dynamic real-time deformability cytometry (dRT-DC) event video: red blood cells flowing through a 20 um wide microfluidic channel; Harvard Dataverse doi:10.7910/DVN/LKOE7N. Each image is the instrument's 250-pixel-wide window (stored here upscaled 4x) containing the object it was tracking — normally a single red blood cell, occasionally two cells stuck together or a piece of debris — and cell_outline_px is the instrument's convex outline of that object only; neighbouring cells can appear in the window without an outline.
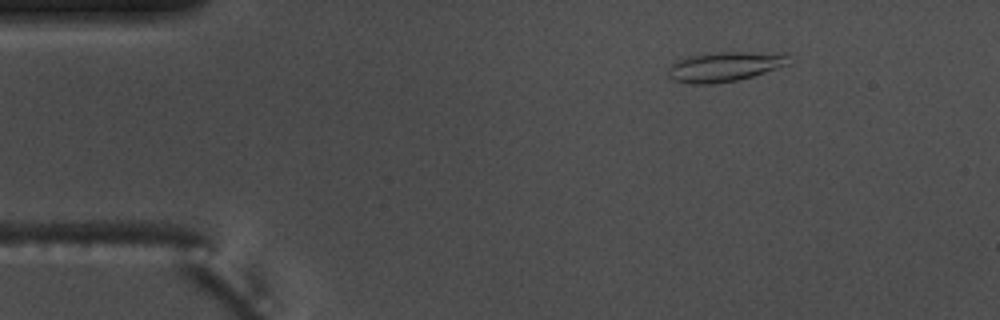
{"species": "common noctule bat (a hibernating species)", "species_latin": "Nyctalus noctula", "temperature_condition": "warm", "stored_images_in_passage": 4, "camera_frame_rate_fps": 3000, "um_per_image_px": 0.085, "animal": {"sex": "male", "body_mass_g": 17.5, "forearm_length_mm": 52.3}, "frame": {"image": 1, "passage_image": 3, "time_ms": 0.667, "image_size_px": [1000, 320], "cell_outline_px": [[792, 64], [752, 76], [736, 80], [712, 84], [692, 84], [672, 80], [668, 76], [668, 68], [672, 64], [688, 56], [704, 52], [788, 52]], "centroid_in_image_um": [61.67, 5.64], "position_along_channel_um": 23.3, "area_um2": 21.39}}